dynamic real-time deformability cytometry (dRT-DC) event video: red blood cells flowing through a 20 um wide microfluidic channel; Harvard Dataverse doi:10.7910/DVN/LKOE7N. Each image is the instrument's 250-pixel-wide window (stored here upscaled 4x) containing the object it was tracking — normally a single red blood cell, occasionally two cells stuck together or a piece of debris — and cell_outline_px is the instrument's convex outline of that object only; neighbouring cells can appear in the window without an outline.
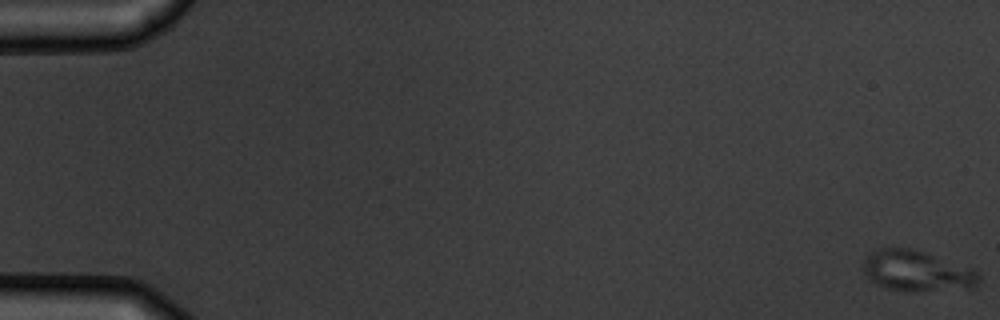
{"species": "common noctule bat (a hibernating species)", "species_latin": "Nyctalus noctula", "temperature_condition": "warm", "stored_images_in_passage": 5, "camera_frame_rate_fps": 3000, "um_per_image_px": 0.085, "animal": {"sex": "male", "body_mass_g": 19.5, "forearm_length_mm": 54.6}, "frame": {"image": 1, "passage_image": 1, "time_ms": 0.0, "image_size_px": [1000, 320], "cell_outline_px": [[980, 280], [972, 288], [916, 292], [888, 288], [872, 280], [864, 272], [864, 256], [880, 248], [912, 248], [972, 268], [980, 272]], "centroid_in_image_um": [77.98, 23.03], "position_along_channel_um": 7.0, "area_um2": 27.28}}